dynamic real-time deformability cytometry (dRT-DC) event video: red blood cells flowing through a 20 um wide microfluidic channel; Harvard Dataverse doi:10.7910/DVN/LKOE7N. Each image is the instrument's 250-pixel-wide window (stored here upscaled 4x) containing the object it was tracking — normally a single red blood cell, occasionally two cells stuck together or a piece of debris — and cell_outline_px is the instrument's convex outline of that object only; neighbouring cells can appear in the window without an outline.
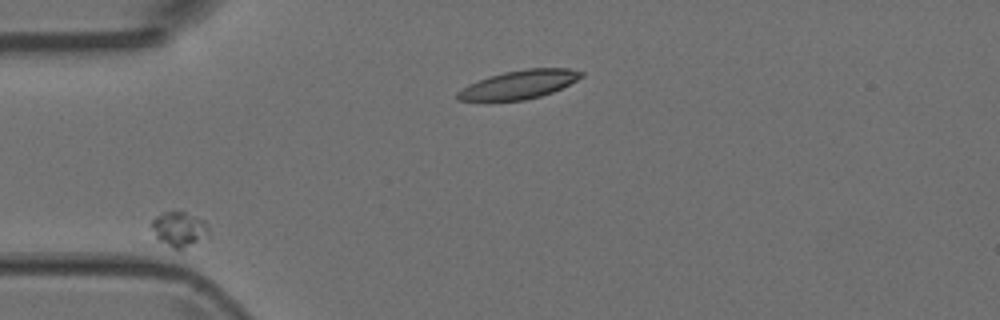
{"species": "Egyptian fruit bat (a non-hibernating species)", "species_latin": "Rousettus aegyptiacus", "temperature_condition": "room temperature", "stored_images_in_passage": 4, "segment_of_instrument_passage": [1, 2], "camera_frame_rate_fps": 3000, "um_per_image_px": 0.085, "animal": {"sex": "female"}, "frame": {"image": 1, "passage_image": 3, "time_ms": 0.667, "image_size_px": [1000, 320], "cell_outline_px": [[208, 236], [180, 248], [172, 248], [156, 240], [152, 228], [152, 220], [156, 216], [164, 212], [184, 212], [204, 220], [208, 228]], "centroid_in_image_um": [15.18, 19.47], "position_along_channel_um": 69.8, "area_um2": 11.27}}